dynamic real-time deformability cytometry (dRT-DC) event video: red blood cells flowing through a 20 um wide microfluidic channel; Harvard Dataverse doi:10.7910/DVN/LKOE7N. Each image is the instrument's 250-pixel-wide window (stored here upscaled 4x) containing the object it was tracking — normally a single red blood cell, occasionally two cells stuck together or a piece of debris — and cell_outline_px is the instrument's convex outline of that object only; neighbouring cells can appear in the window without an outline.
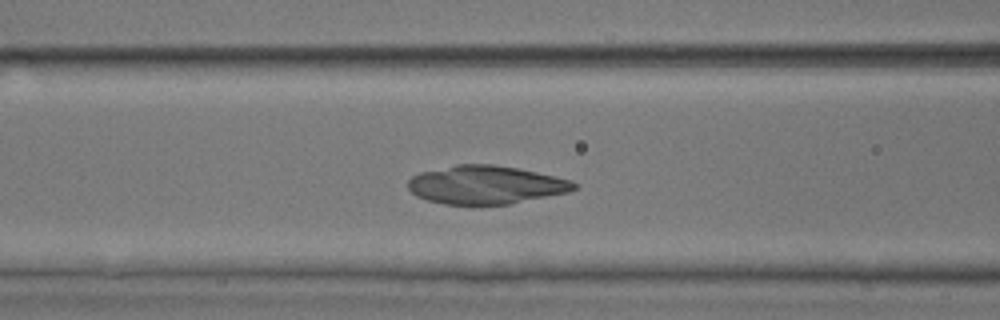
{"species": "common noctule bat (a hibernating species)", "species_latin": "Nyctalus noctula", "temperature_condition": "room temperature", "stored_images_in_passage": 39, "camera_frame_rate_fps": 3000, "um_per_image_px": 0.085, "animal": {"sex": "male", "body_mass_g": 17.9, "forearm_length_mm": 54.2}, "frame": {"image": 1, "passage_image": 8, "time_ms": 2.333, "image_size_px": [1000, 320], "cell_outline_px": [[576, 188], [568, 192], [508, 204], [444, 204], [428, 200], [416, 196], [408, 188], [408, 180], [412, 176], [420, 172], [456, 164], [492, 164], [516, 168], [536, 172], [572, 180], [576, 184]], "centroid_in_image_um": [41.26, 15.7], "position_along_channel_um": 125.3, "area_um2": 36.82}}
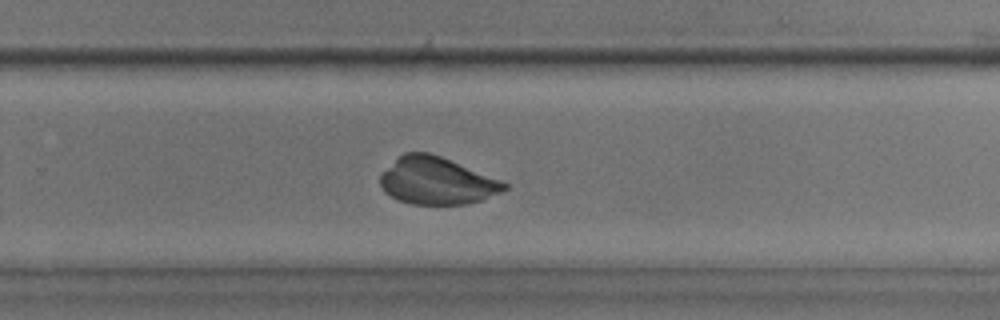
{"frame": {"image": 2, "passage_image": 21, "time_ms": 6.667, "image_size_px": [1000, 320], "cell_outline_px": [[508, 188], [500, 192], [480, 200], [468, 204], [412, 204], [400, 200], [384, 192], [380, 184], [380, 176], [404, 152], [428, 152], [440, 156], [500, 180], [508, 184]], "centroid_in_image_um": [37.12, 15.38], "position_along_channel_um": 292.7, "area_um2": 33.47}}
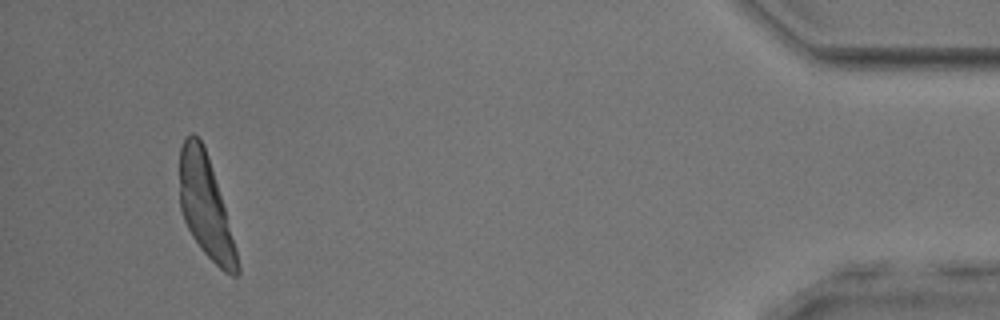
{"frame": {"image": 3, "passage_image": 36, "time_ms": 11.667, "image_size_px": [1000, 320], "cell_outline_px": [[240, 272], [236, 276], [232, 276], [224, 272], [204, 252], [192, 236], [184, 220], [180, 208], [180, 148], [184, 140], [192, 132], [204, 144], [208, 156], [224, 208], [236, 248], [240, 268]], "centroid_in_image_um": [17.46, 17.57], "position_along_channel_um": 417.7, "area_um2": 33.52}}